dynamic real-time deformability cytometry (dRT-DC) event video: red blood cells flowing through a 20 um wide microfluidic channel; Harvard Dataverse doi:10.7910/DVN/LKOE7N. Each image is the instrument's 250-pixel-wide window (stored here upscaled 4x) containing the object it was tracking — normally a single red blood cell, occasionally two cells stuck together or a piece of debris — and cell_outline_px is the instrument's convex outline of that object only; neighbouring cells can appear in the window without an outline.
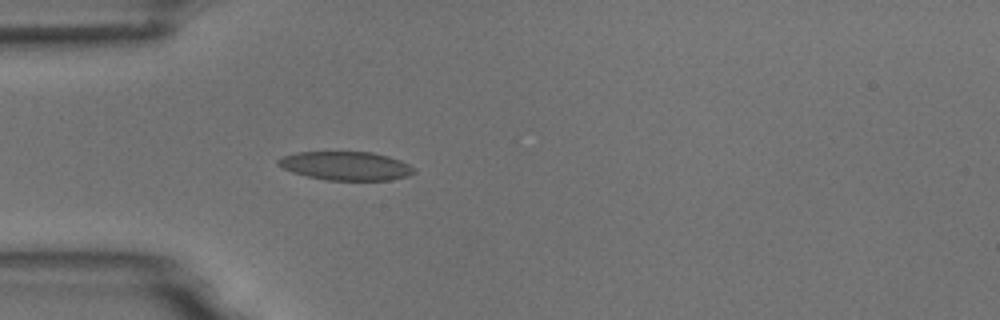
{"species": "common noctule bat (a hibernating species)", "species_latin": "Nyctalus noctula", "temperature_condition": "room temperature", "stored_images_in_passage": 4, "camera_frame_rate_fps": 3000, "um_per_image_px": 0.085, "animal": {"sex": "male", "body_mass_g": 18.8}, "frame": {"image": 1, "passage_image": 4, "time_ms": 3.333, "image_size_px": [1000, 320], "cell_outline_px": [[416, 172], [408, 176], [388, 180], [328, 180], [308, 176], [292, 172], [276, 164], [276, 160], [284, 156], [296, 152], [372, 152], [388, 156], [400, 160], [416, 168]], "centroid_in_image_um": [29.42, 14.09], "position_along_channel_um": 55.6, "area_um2": 22.66}}